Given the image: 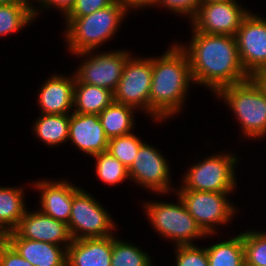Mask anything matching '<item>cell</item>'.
Here are the masks:
<instances>
[{"mask_svg":"<svg viewBox=\"0 0 266 266\" xmlns=\"http://www.w3.org/2000/svg\"><path fill=\"white\" fill-rule=\"evenodd\" d=\"M209 266H244L243 233L206 248Z\"/></svg>","mask_w":266,"mask_h":266,"instance_id":"24","label":"cell"},{"mask_svg":"<svg viewBox=\"0 0 266 266\" xmlns=\"http://www.w3.org/2000/svg\"><path fill=\"white\" fill-rule=\"evenodd\" d=\"M36 1L39 2V3H41L43 0H35V2ZM22 3L28 5L29 7H31L33 9L35 18L39 15V12H40V11H38L39 9H36V7H34L33 5H31L32 4L31 1H29V0H22Z\"/></svg>","mask_w":266,"mask_h":266,"instance_id":"37","label":"cell"},{"mask_svg":"<svg viewBox=\"0 0 266 266\" xmlns=\"http://www.w3.org/2000/svg\"><path fill=\"white\" fill-rule=\"evenodd\" d=\"M128 10L113 4L85 17H65L67 49L72 54L96 50L113 38ZM113 36V37H112Z\"/></svg>","mask_w":266,"mask_h":266,"instance_id":"3","label":"cell"},{"mask_svg":"<svg viewBox=\"0 0 266 266\" xmlns=\"http://www.w3.org/2000/svg\"><path fill=\"white\" fill-rule=\"evenodd\" d=\"M96 200L80 187L73 193L71 215L67 224L72 240L114 235L116 225L113 218Z\"/></svg>","mask_w":266,"mask_h":266,"instance_id":"7","label":"cell"},{"mask_svg":"<svg viewBox=\"0 0 266 266\" xmlns=\"http://www.w3.org/2000/svg\"><path fill=\"white\" fill-rule=\"evenodd\" d=\"M114 101V93L102 87L81 83L75 78L73 108L81 114H100Z\"/></svg>","mask_w":266,"mask_h":266,"instance_id":"20","label":"cell"},{"mask_svg":"<svg viewBox=\"0 0 266 266\" xmlns=\"http://www.w3.org/2000/svg\"><path fill=\"white\" fill-rule=\"evenodd\" d=\"M143 143L137 135L130 133L109 139L107 151L129 168Z\"/></svg>","mask_w":266,"mask_h":266,"instance_id":"29","label":"cell"},{"mask_svg":"<svg viewBox=\"0 0 266 266\" xmlns=\"http://www.w3.org/2000/svg\"><path fill=\"white\" fill-rule=\"evenodd\" d=\"M5 240V234L0 230V243Z\"/></svg>","mask_w":266,"mask_h":266,"instance_id":"40","label":"cell"},{"mask_svg":"<svg viewBox=\"0 0 266 266\" xmlns=\"http://www.w3.org/2000/svg\"><path fill=\"white\" fill-rule=\"evenodd\" d=\"M192 31L190 45H179L188 55L194 84L216 94L223 87L251 78L242 66L234 36Z\"/></svg>","mask_w":266,"mask_h":266,"instance_id":"1","label":"cell"},{"mask_svg":"<svg viewBox=\"0 0 266 266\" xmlns=\"http://www.w3.org/2000/svg\"><path fill=\"white\" fill-rule=\"evenodd\" d=\"M69 140L89 156L106 152L109 142L98 114L76 112L69 114Z\"/></svg>","mask_w":266,"mask_h":266,"instance_id":"15","label":"cell"},{"mask_svg":"<svg viewBox=\"0 0 266 266\" xmlns=\"http://www.w3.org/2000/svg\"><path fill=\"white\" fill-rule=\"evenodd\" d=\"M236 0L200 3L196 16L190 20L191 28L206 34L234 36L249 10Z\"/></svg>","mask_w":266,"mask_h":266,"instance_id":"12","label":"cell"},{"mask_svg":"<svg viewBox=\"0 0 266 266\" xmlns=\"http://www.w3.org/2000/svg\"><path fill=\"white\" fill-rule=\"evenodd\" d=\"M33 132L48 146L68 142L69 114H41L34 123Z\"/></svg>","mask_w":266,"mask_h":266,"instance_id":"23","label":"cell"},{"mask_svg":"<svg viewBox=\"0 0 266 266\" xmlns=\"http://www.w3.org/2000/svg\"><path fill=\"white\" fill-rule=\"evenodd\" d=\"M93 52L94 50L75 54L78 57H88L77 70H74L76 71L75 78L81 83L95 85L114 92L123 75L127 60L132 55L125 50L108 51L102 54L101 52L93 54Z\"/></svg>","mask_w":266,"mask_h":266,"instance_id":"9","label":"cell"},{"mask_svg":"<svg viewBox=\"0 0 266 266\" xmlns=\"http://www.w3.org/2000/svg\"><path fill=\"white\" fill-rule=\"evenodd\" d=\"M14 231L22 238L43 241L67 248L72 238L65 222L56 220L39 209L33 212L25 211Z\"/></svg>","mask_w":266,"mask_h":266,"instance_id":"14","label":"cell"},{"mask_svg":"<svg viewBox=\"0 0 266 266\" xmlns=\"http://www.w3.org/2000/svg\"><path fill=\"white\" fill-rule=\"evenodd\" d=\"M5 240L33 266H67V248L20 237L14 230Z\"/></svg>","mask_w":266,"mask_h":266,"instance_id":"17","label":"cell"},{"mask_svg":"<svg viewBox=\"0 0 266 266\" xmlns=\"http://www.w3.org/2000/svg\"><path fill=\"white\" fill-rule=\"evenodd\" d=\"M199 4L197 0H153L151 7L163 6L175 14L187 15L192 20L197 14Z\"/></svg>","mask_w":266,"mask_h":266,"instance_id":"31","label":"cell"},{"mask_svg":"<svg viewBox=\"0 0 266 266\" xmlns=\"http://www.w3.org/2000/svg\"><path fill=\"white\" fill-rule=\"evenodd\" d=\"M228 154H213L189 167L188 172L183 176L181 189L218 193H232L237 186L235 168L239 159L238 156Z\"/></svg>","mask_w":266,"mask_h":266,"instance_id":"6","label":"cell"},{"mask_svg":"<svg viewBox=\"0 0 266 266\" xmlns=\"http://www.w3.org/2000/svg\"><path fill=\"white\" fill-rule=\"evenodd\" d=\"M169 168L162 153L144 142L128 168L129 180L160 195L169 193L174 189L171 186Z\"/></svg>","mask_w":266,"mask_h":266,"instance_id":"11","label":"cell"},{"mask_svg":"<svg viewBox=\"0 0 266 266\" xmlns=\"http://www.w3.org/2000/svg\"><path fill=\"white\" fill-rule=\"evenodd\" d=\"M71 76L53 74L42 84L37 97L41 114H71L73 112L74 73Z\"/></svg>","mask_w":266,"mask_h":266,"instance_id":"18","label":"cell"},{"mask_svg":"<svg viewBox=\"0 0 266 266\" xmlns=\"http://www.w3.org/2000/svg\"><path fill=\"white\" fill-rule=\"evenodd\" d=\"M244 266H266V231L243 232Z\"/></svg>","mask_w":266,"mask_h":266,"instance_id":"28","label":"cell"},{"mask_svg":"<svg viewBox=\"0 0 266 266\" xmlns=\"http://www.w3.org/2000/svg\"><path fill=\"white\" fill-rule=\"evenodd\" d=\"M152 81V57H130L114 93V101L141 108L150 115L149 94Z\"/></svg>","mask_w":266,"mask_h":266,"instance_id":"10","label":"cell"},{"mask_svg":"<svg viewBox=\"0 0 266 266\" xmlns=\"http://www.w3.org/2000/svg\"><path fill=\"white\" fill-rule=\"evenodd\" d=\"M112 236L72 240L67 266H111Z\"/></svg>","mask_w":266,"mask_h":266,"instance_id":"19","label":"cell"},{"mask_svg":"<svg viewBox=\"0 0 266 266\" xmlns=\"http://www.w3.org/2000/svg\"><path fill=\"white\" fill-rule=\"evenodd\" d=\"M114 2L115 0H75L71 11L65 17H85Z\"/></svg>","mask_w":266,"mask_h":266,"instance_id":"32","label":"cell"},{"mask_svg":"<svg viewBox=\"0 0 266 266\" xmlns=\"http://www.w3.org/2000/svg\"><path fill=\"white\" fill-rule=\"evenodd\" d=\"M95 172L101 181L108 185H116L129 179L128 168L108 151L93 155Z\"/></svg>","mask_w":266,"mask_h":266,"instance_id":"27","label":"cell"},{"mask_svg":"<svg viewBox=\"0 0 266 266\" xmlns=\"http://www.w3.org/2000/svg\"><path fill=\"white\" fill-rule=\"evenodd\" d=\"M22 3V0H0V4Z\"/></svg>","mask_w":266,"mask_h":266,"instance_id":"39","label":"cell"},{"mask_svg":"<svg viewBox=\"0 0 266 266\" xmlns=\"http://www.w3.org/2000/svg\"><path fill=\"white\" fill-rule=\"evenodd\" d=\"M0 266H33L6 241L0 243Z\"/></svg>","mask_w":266,"mask_h":266,"instance_id":"33","label":"cell"},{"mask_svg":"<svg viewBox=\"0 0 266 266\" xmlns=\"http://www.w3.org/2000/svg\"><path fill=\"white\" fill-rule=\"evenodd\" d=\"M40 190V211L68 224L71 215L73 193L79 188L68 180H39L32 184Z\"/></svg>","mask_w":266,"mask_h":266,"instance_id":"16","label":"cell"},{"mask_svg":"<svg viewBox=\"0 0 266 266\" xmlns=\"http://www.w3.org/2000/svg\"><path fill=\"white\" fill-rule=\"evenodd\" d=\"M75 0H43L40 4L42 5V9L50 8L53 6L54 8L59 9L65 16L71 11Z\"/></svg>","mask_w":266,"mask_h":266,"instance_id":"34","label":"cell"},{"mask_svg":"<svg viewBox=\"0 0 266 266\" xmlns=\"http://www.w3.org/2000/svg\"><path fill=\"white\" fill-rule=\"evenodd\" d=\"M21 187L0 186V230L6 234L13 231L24 216V191Z\"/></svg>","mask_w":266,"mask_h":266,"instance_id":"21","label":"cell"},{"mask_svg":"<svg viewBox=\"0 0 266 266\" xmlns=\"http://www.w3.org/2000/svg\"><path fill=\"white\" fill-rule=\"evenodd\" d=\"M178 204L169 202H146L144 209L154 231L164 238L173 240L175 246L194 245L193 239L205 238L206 234L187 211L179 196Z\"/></svg>","mask_w":266,"mask_h":266,"instance_id":"5","label":"cell"},{"mask_svg":"<svg viewBox=\"0 0 266 266\" xmlns=\"http://www.w3.org/2000/svg\"><path fill=\"white\" fill-rule=\"evenodd\" d=\"M253 78L256 82L262 87L264 92L266 93V68L258 71Z\"/></svg>","mask_w":266,"mask_h":266,"instance_id":"36","label":"cell"},{"mask_svg":"<svg viewBox=\"0 0 266 266\" xmlns=\"http://www.w3.org/2000/svg\"><path fill=\"white\" fill-rule=\"evenodd\" d=\"M176 193L206 234H216V226L230 222L236 214L235 205L227 198L231 193L194 190H178Z\"/></svg>","mask_w":266,"mask_h":266,"instance_id":"8","label":"cell"},{"mask_svg":"<svg viewBox=\"0 0 266 266\" xmlns=\"http://www.w3.org/2000/svg\"><path fill=\"white\" fill-rule=\"evenodd\" d=\"M33 20V9L24 3L0 4V36L19 32Z\"/></svg>","mask_w":266,"mask_h":266,"instance_id":"25","label":"cell"},{"mask_svg":"<svg viewBox=\"0 0 266 266\" xmlns=\"http://www.w3.org/2000/svg\"><path fill=\"white\" fill-rule=\"evenodd\" d=\"M235 38L242 66L251 77L266 68V19L249 12Z\"/></svg>","mask_w":266,"mask_h":266,"instance_id":"13","label":"cell"},{"mask_svg":"<svg viewBox=\"0 0 266 266\" xmlns=\"http://www.w3.org/2000/svg\"><path fill=\"white\" fill-rule=\"evenodd\" d=\"M232 0H201L199 3H216V2H227Z\"/></svg>","mask_w":266,"mask_h":266,"instance_id":"38","label":"cell"},{"mask_svg":"<svg viewBox=\"0 0 266 266\" xmlns=\"http://www.w3.org/2000/svg\"><path fill=\"white\" fill-rule=\"evenodd\" d=\"M194 83L187 53L173 44L161 57H152L150 116L155 121L177 115Z\"/></svg>","mask_w":266,"mask_h":266,"instance_id":"2","label":"cell"},{"mask_svg":"<svg viewBox=\"0 0 266 266\" xmlns=\"http://www.w3.org/2000/svg\"><path fill=\"white\" fill-rule=\"evenodd\" d=\"M136 109L113 101L100 114L99 118L108 139L132 133Z\"/></svg>","mask_w":266,"mask_h":266,"instance_id":"22","label":"cell"},{"mask_svg":"<svg viewBox=\"0 0 266 266\" xmlns=\"http://www.w3.org/2000/svg\"><path fill=\"white\" fill-rule=\"evenodd\" d=\"M215 95L231 108L239 120L244 137H266V93L253 77L223 87Z\"/></svg>","mask_w":266,"mask_h":266,"instance_id":"4","label":"cell"},{"mask_svg":"<svg viewBox=\"0 0 266 266\" xmlns=\"http://www.w3.org/2000/svg\"><path fill=\"white\" fill-rule=\"evenodd\" d=\"M176 266H209L206 248L196 245L174 246Z\"/></svg>","mask_w":266,"mask_h":266,"instance_id":"30","label":"cell"},{"mask_svg":"<svg viewBox=\"0 0 266 266\" xmlns=\"http://www.w3.org/2000/svg\"><path fill=\"white\" fill-rule=\"evenodd\" d=\"M153 0H115L118 4L125 7L127 10L130 11L131 8L134 9H145V7H151Z\"/></svg>","mask_w":266,"mask_h":266,"instance_id":"35","label":"cell"},{"mask_svg":"<svg viewBox=\"0 0 266 266\" xmlns=\"http://www.w3.org/2000/svg\"><path fill=\"white\" fill-rule=\"evenodd\" d=\"M152 258L139 247L112 235L111 266H152Z\"/></svg>","mask_w":266,"mask_h":266,"instance_id":"26","label":"cell"}]
</instances>
